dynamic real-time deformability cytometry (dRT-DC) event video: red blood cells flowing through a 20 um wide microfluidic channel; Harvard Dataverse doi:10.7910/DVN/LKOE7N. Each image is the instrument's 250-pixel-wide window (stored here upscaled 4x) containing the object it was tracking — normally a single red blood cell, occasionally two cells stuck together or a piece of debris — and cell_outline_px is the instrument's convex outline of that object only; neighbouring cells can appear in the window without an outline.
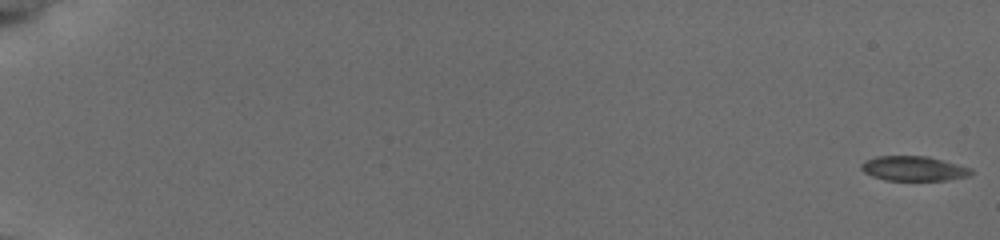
{"species": "common noctule bat (a hibernating species)", "species_latin": "Nyctalus noctula", "temperature_condition": "cold", "stored_images_in_passage": 56, "camera_frame_rate_fps": 3000, "um_per_image_px": 0.085, "animal": {"sex": "female", "body_mass_g": 19.5, "forearm_length_mm": 54.1}, "frame": {"image": 1, "passage_image": 1, "time_ms": 0.0, "image_size_px": [1000, 240], "cell_outline_px": [[972, 172], [968, 176], [944, 180], [884, 180], [872, 176], [864, 172], [860, 168], [860, 164], [864, 160], [876, 156], [928, 156], [972, 168]], "centroid_in_image_um": [77.61, 14.31], "position_along_channel_um": 7.4, "area_um2": 15.84}}
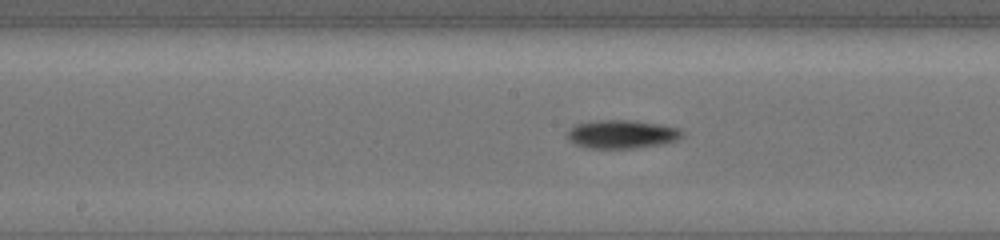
{"frame": {"image": 2, "passage_image": 32, "time_ms": 10.333, "image_size_px": [1000, 240], "cell_outline_px": [[684, 136], [680, 140], [664, 144], [632, 148], [588, 148], [576, 144], [568, 140], [568, 132], [576, 124], [596, 120], [632, 120], [660, 124], [680, 128], [684, 132]], "centroid_in_image_um": [52.94, 11.4], "position_along_channel_um": 195.3, "area_um2": 19.19}}
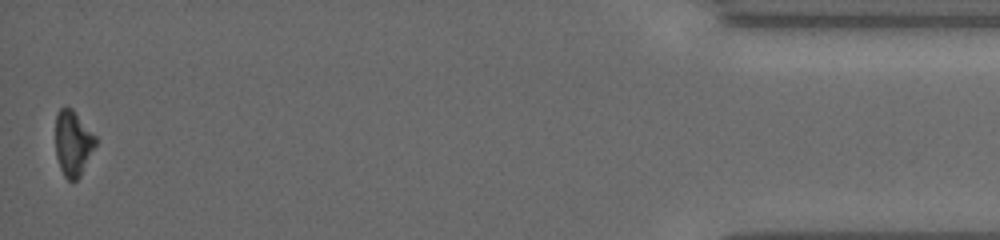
{"frame": {"image": 3, "passage_image": 56, "time_ms": 18.333, "image_size_px": [1000, 240], "cell_outline_px": [[96, 144], [80, 176], [72, 184], [64, 176], [60, 168], [56, 156], [56, 112], [60, 108], [72, 108], [96, 136]], "centroid_in_image_um": [6.19, 12.19], "position_along_channel_um": 429.0, "area_um2": 15.26}, "authors_computed_cell_mechanics": {"area_um2": 16.8776, "velocity_mm_per_s": 3.8325, "shape_relaxation_time_tau1_ms": 2.4294, "shape_relaxation_time_tau2_ms": null, "deformation_change_tau1": 0.0899, "deformation_change_tau2": null}}